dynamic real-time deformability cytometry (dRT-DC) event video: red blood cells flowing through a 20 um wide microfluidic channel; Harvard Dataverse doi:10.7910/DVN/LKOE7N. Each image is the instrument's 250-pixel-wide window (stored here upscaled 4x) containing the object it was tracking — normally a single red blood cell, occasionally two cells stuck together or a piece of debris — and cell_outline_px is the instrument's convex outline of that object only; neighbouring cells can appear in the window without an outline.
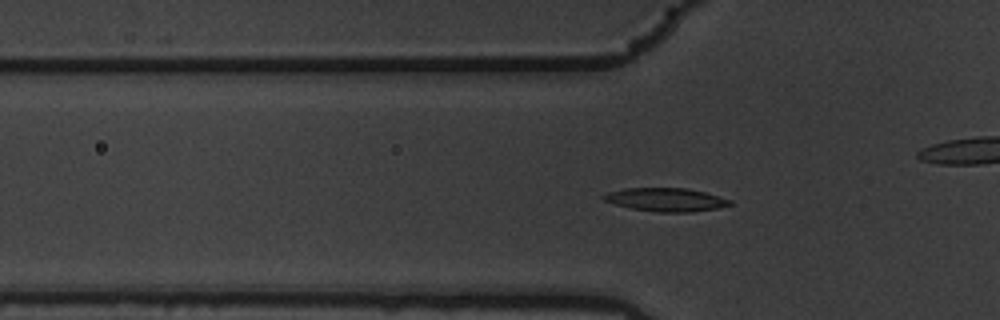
{"species": "common noctule bat (a hibernating species)", "species_latin": "Nyctalus noctula", "temperature_condition": "warm", "stored_images_in_passage": 53, "camera_frame_rate_fps": 3000, "um_per_image_px": 0.085, "animal": {"sex": "male", "body_mass_g": 19.5, "forearm_length_mm": 54.6}, "frame": {"image": 1, "passage_image": 13, "time_ms": 4.0, "image_size_px": [1000, 320], "cell_outline_px": [[732, 204], [716, 208], [692, 212], [656, 212], [632, 208], [616, 204], [604, 200], [600, 196], [608, 192], [624, 188], [688, 188], [704, 192], [732, 200]], "centroid_in_image_um": [56.59, 16.96], "position_along_channel_um": 69.2, "area_um2": 17.11}}
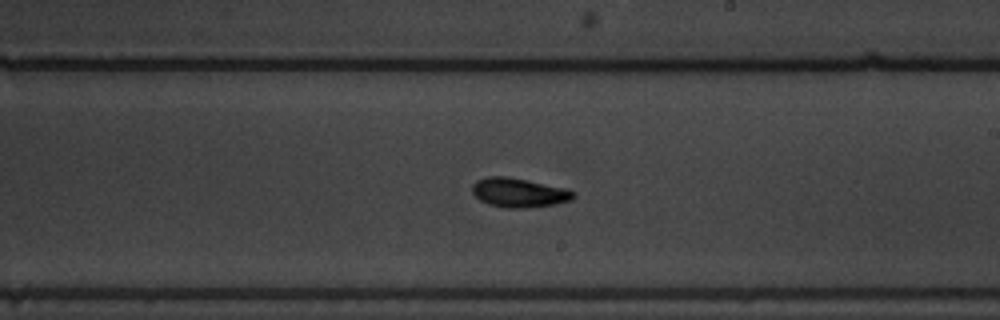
{"frame": {"image": 2, "passage_image": 28, "time_ms": 9.0, "image_size_px": [1000, 320], "cell_outline_px": [[576, 196], [572, 200], [556, 204], [528, 208], [504, 208], [488, 204], [480, 200], [472, 192], [472, 184], [476, 180], [488, 176], [504, 176], [564, 188], [576, 192]], "centroid_in_image_um": [44.1, 16.39], "position_along_channel_um": 244.9, "area_um2": 17.22}}
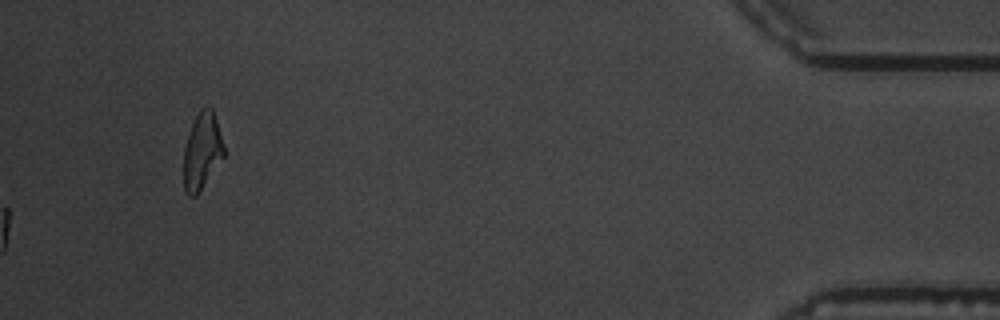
{"frame": {"image": 3, "passage_image": 53, "time_ms": 17.333, "image_size_px": [1000, 320], "cell_outline_px": [[224, 156], [196, 196], [188, 196], [184, 192], [184, 148], [192, 124], [200, 108], [204, 104], [208, 104], [212, 108], [224, 144]], "centroid_in_image_um": [17.17, 12.82], "position_along_channel_um": 418.0, "area_um2": 17.92}, "authors_computed_cell_mechanics": {"area_um2": 16.2996, "velocity_mm_per_s": 3.5248, "shape_relaxation_time_tau1_ms": 2.908, "shape_relaxation_time_tau2_ms": 3.9217, "deformation_change_tau1": 0.1182, "deformation_change_tau2": 0.0823}}